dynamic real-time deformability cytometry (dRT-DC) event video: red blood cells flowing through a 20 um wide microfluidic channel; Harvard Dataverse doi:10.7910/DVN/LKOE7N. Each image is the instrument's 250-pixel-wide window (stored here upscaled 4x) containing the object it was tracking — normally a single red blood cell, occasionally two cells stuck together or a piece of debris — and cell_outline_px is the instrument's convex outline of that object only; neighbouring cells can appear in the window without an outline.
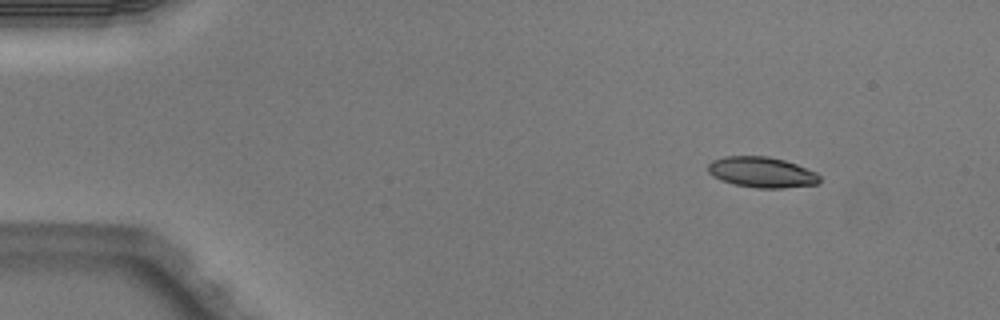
{"species": "Egyptian fruit bat (a non-hibernating species)", "species_latin": "Rousettus aegyptiacus", "temperature_condition": "warm", "stored_images_in_passage": 5, "camera_frame_rate_fps": 3000, "um_per_image_px": 0.085, "animal": {"sex": "male"}, "frame": {"image": 1, "passage_image": 1, "time_ms": 0.0, "image_size_px": [1000, 320], "cell_outline_px": [[820, 180], [816, 184], [784, 188], [756, 188], [736, 184], [720, 180], [712, 176], [708, 172], [708, 164], [712, 160], [724, 156], [768, 156], [784, 160], [796, 164], [816, 172], [820, 176]], "centroid_in_image_um": [64.73, 14.63], "position_along_channel_um": 20.3, "area_um2": 19.94}}
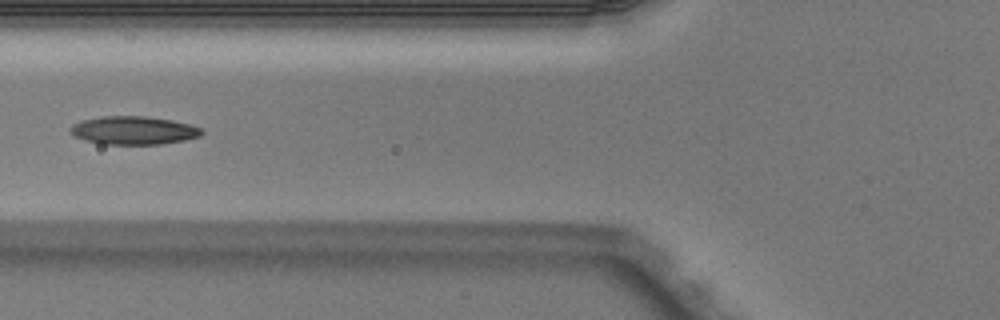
{"frame": {"image": 2, "passage_image": 5, "time_ms": 1.333, "image_size_px": [1000, 320], "cell_outline_px": [[204, 132], [200, 136], [184, 140], [160, 144], [100, 144], [84, 140], [76, 136], [68, 128], [72, 124], [84, 120], [104, 116], [144, 116], [172, 120], [188, 124], [200, 128]], "centroid_in_image_um": [11.35, 11.08], "position_along_channel_um": 114.5, "area_um2": 21.44}}